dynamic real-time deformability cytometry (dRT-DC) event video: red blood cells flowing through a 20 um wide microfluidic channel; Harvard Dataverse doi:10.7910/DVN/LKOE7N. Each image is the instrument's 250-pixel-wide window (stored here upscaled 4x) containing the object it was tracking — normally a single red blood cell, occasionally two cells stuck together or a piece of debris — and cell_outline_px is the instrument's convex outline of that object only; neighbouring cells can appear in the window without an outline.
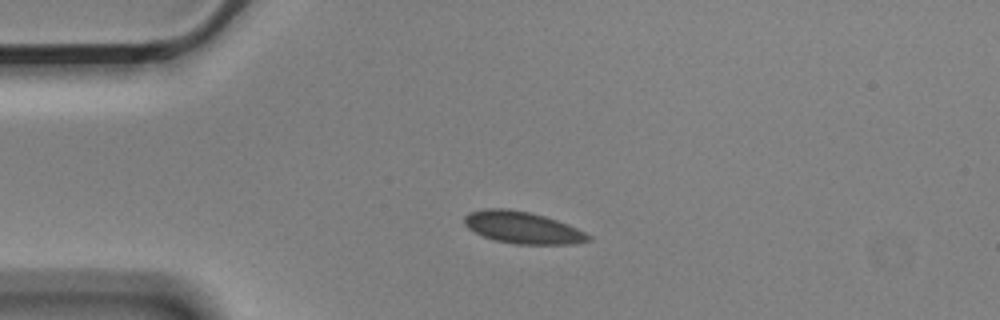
{"species": "Egyptian fruit bat (a non-hibernating species)", "species_latin": "Rousettus aegyptiacus", "temperature_condition": "cold", "stored_images_in_passage": 4, "camera_frame_rate_fps": 3000, "um_per_image_px": 0.085, "animal": {"sex": "male"}, "frame": {"image": 1, "passage_image": 3, "time_ms": 0.667, "image_size_px": [1000, 320], "cell_outline_px": [[592, 240], [572, 244], [516, 244], [496, 240], [484, 236], [468, 228], [464, 224], [464, 216], [468, 212], [484, 208], [508, 208], [528, 212], [544, 216], [568, 224], [592, 236]], "centroid_in_image_um": [44.41, 19.33], "position_along_channel_um": 40.6, "area_um2": 23.0}}